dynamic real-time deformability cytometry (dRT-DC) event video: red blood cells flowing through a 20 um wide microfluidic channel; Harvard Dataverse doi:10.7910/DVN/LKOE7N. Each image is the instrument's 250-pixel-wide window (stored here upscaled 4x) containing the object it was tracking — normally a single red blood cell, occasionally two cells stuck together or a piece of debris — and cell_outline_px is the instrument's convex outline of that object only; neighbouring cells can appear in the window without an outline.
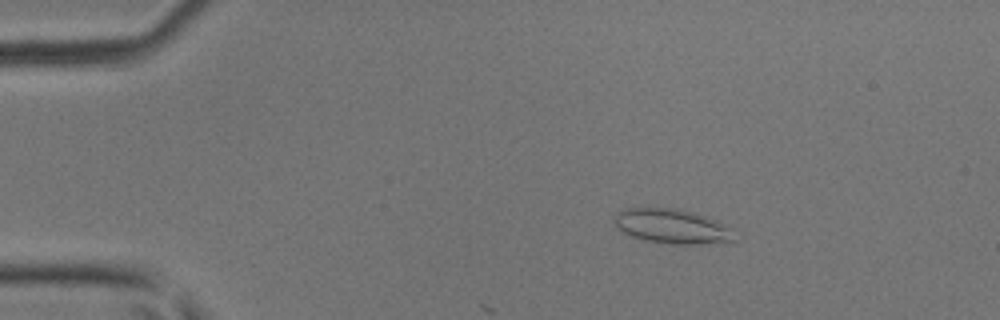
{"species": "common noctule bat (a hibernating species)", "species_latin": "Nyctalus noctula", "temperature_condition": "room temperature", "stored_images_in_passage": 15, "camera_frame_rate_fps": 3000, "um_per_image_px": 0.085, "animal": {"sex": "male", "body_mass_g": 17.9, "forearm_length_mm": 54.2}, "frame": {"image": 1, "passage_image": 8, "time_ms": 2.333, "image_size_px": [1000, 320], "cell_outline_px": [[740, 240], [700, 244], [672, 244], [644, 240], [632, 236], [624, 232], [616, 224], [616, 216], [624, 208], [680, 208], [716, 220], [732, 228]], "centroid_in_image_um": [57.23, 19.25], "position_along_channel_um": 27.8, "area_um2": 24.1}}